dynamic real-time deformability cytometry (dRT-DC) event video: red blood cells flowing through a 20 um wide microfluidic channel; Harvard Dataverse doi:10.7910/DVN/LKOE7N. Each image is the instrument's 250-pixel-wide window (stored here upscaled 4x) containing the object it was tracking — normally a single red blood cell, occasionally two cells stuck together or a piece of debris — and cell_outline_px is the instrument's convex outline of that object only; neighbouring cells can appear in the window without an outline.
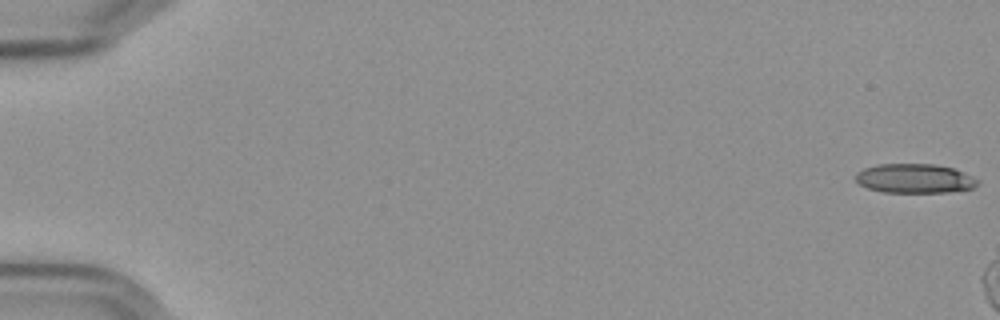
{"species": "Egyptian fruit bat (a non-hibernating species)", "species_latin": "Rousettus aegyptiacus", "temperature_condition": "cold", "stored_images_in_passage": 5, "camera_frame_rate_fps": 3000, "um_per_image_px": 0.085, "frame": {"image": 1, "passage_image": 1, "time_ms": 0.0, "image_size_px": [1000, 320], "cell_outline_px": [[980, 184], [972, 188], [948, 192], [884, 192], [868, 188], [860, 184], [856, 180], [856, 172], [864, 168], [876, 164], [936, 164], [952, 168], [972, 176], [980, 180]], "centroid_in_image_um": [77.76, 15.16], "position_along_channel_um": 7.2, "area_um2": 20.81}}